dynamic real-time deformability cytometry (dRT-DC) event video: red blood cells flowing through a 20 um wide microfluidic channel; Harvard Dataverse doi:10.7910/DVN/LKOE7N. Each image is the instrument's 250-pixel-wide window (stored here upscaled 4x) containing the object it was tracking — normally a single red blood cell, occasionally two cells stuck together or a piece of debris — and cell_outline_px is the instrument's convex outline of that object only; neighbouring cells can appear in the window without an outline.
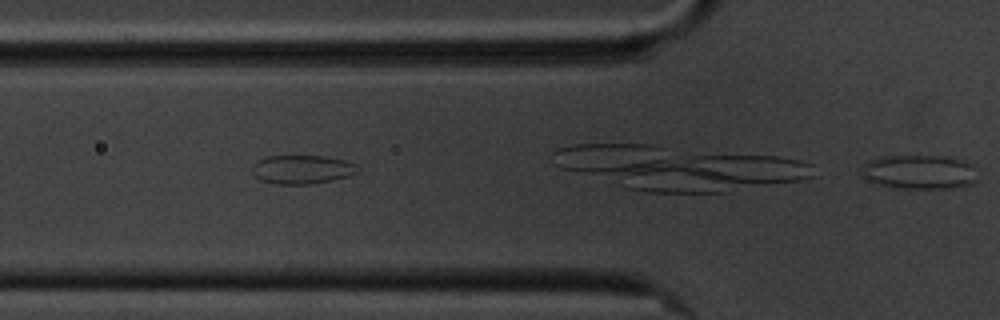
{"species": "common noctule bat (a hibernating species)", "species_latin": "Nyctalus noctula", "temperature_condition": "cold", "stored_images_in_passage": 6, "camera_frame_rate_fps": 3000, "um_per_image_px": 0.085, "animal": {"sex": "male", "body_mass_g": 20.1, "forearm_length_mm": 53.5}, "frame": {"image": 1, "passage_image": 6, "time_ms": 1.667, "image_size_px": [1000, 320], "cell_outline_px": [[976, 180], [972, 184], [948, 188], [900, 188], [872, 184], [864, 176], [864, 164], [872, 160], [884, 156], [940, 156], [960, 160], [972, 164]], "centroid_in_image_um": [78.13, 14.63], "position_along_channel_um": 47.7, "area_um2": 22.72}}